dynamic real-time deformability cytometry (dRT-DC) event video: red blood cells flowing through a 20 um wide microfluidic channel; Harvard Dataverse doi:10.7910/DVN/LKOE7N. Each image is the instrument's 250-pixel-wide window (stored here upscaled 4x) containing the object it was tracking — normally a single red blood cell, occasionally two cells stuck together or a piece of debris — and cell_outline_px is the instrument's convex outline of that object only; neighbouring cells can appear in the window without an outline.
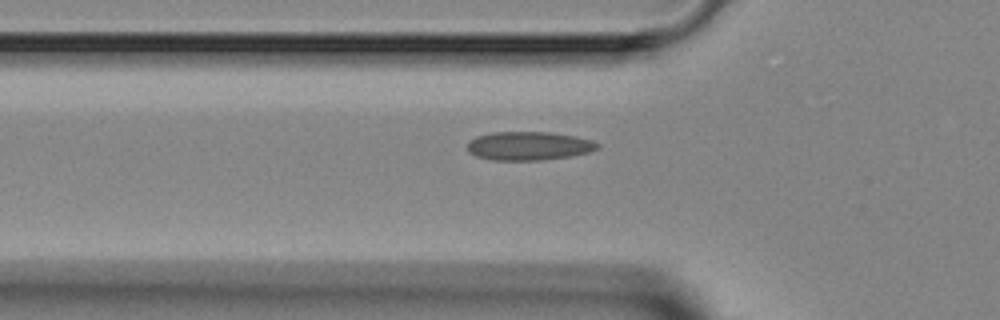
{"species": "Egyptian fruit bat (a non-hibernating species)", "species_latin": "Rousettus aegyptiacus", "temperature_condition": "room temperature", "stored_images_in_passage": 5, "camera_frame_rate_fps": 3000, "um_per_image_px": 0.085, "animal": {"sex": "female"}, "frame": {"image": 1, "passage_image": 5, "time_ms": 5.333, "image_size_px": [1000, 320], "cell_outline_px": [[600, 148], [588, 152], [572, 156], [544, 160], [492, 160], [476, 156], [468, 152], [468, 140], [476, 136], [492, 132], [552, 132], [576, 136], [592, 140], [600, 144]], "centroid_in_image_um": [44.96, 12.4], "position_along_channel_um": 80.8, "area_um2": 21.96}}